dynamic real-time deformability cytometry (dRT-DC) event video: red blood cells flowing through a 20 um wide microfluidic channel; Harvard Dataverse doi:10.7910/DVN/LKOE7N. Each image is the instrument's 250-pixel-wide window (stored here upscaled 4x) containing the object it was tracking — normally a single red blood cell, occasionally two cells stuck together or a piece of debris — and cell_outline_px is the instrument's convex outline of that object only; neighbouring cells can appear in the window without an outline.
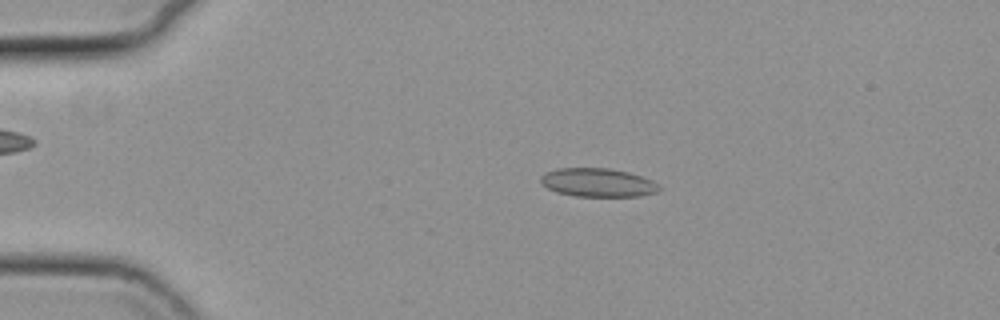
{"species": "common noctule bat (a hibernating species)", "species_latin": "Nyctalus noctula", "temperature_condition": "cold", "stored_images_in_passage": 51, "camera_frame_rate_fps": 3000, "um_per_image_px": 0.085, "animal": {"sex": "female", "body_mass_g": 19.3, "forearm_length_mm": 54.1}, "frame": {"image": 1, "passage_image": 7, "time_ms": 2.0, "image_size_px": [1000, 320], "cell_outline_px": [[664, 188], [656, 192], [640, 196], [576, 196], [556, 192], [540, 184], [540, 176], [544, 172], [556, 168], [612, 168], [628, 172], [652, 180], [660, 184]], "centroid_in_image_um": [50.81, 15.51], "position_along_channel_um": 34.2, "area_um2": 20.0}}
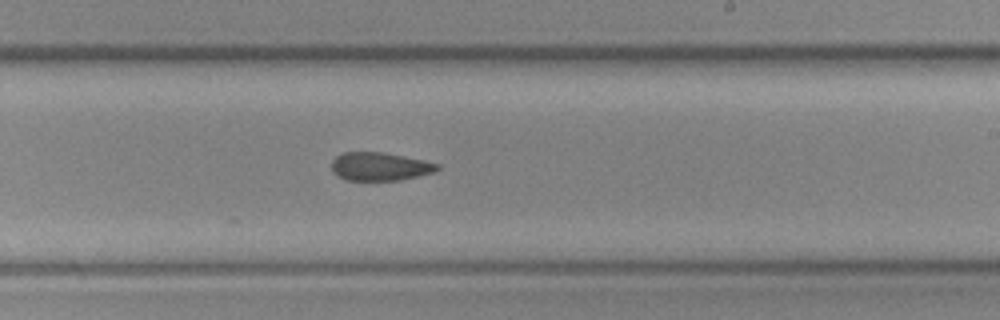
{"frame": {"image": 2, "passage_image": 29, "time_ms": 9.333, "image_size_px": [1000, 320], "cell_outline_px": [[440, 168], [436, 172], [400, 180], [344, 180], [336, 176], [332, 172], [332, 160], [336, 156], [344, 152], [380, 152], [424, 160], [440, 164]], "centroid_in_image_um": [32.28, 14.16], "position_along_channel_um": 256.7, "area_um2": 17.51}}
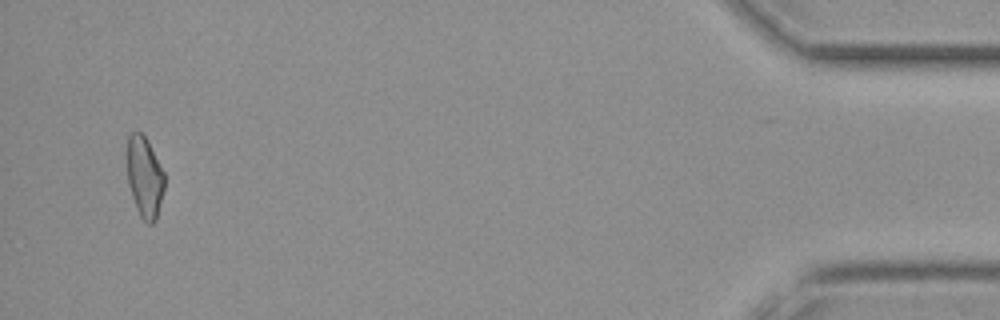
{"frame": {"image": 3, "passage_image": 49, "time_ms": 16.0, "image_size_px": [1000, 320], "cell_outline_px": [[164, 188], [156, 220], [152, 224], [148, 224], [140, 216], [136, 208], [128, 184], [128, 136], [132, 132], [140, 132], [148, 140], [164, 172]], "centroid_in_image_um": [12.3, 15.06], "position_along_channel_um": 422.9, "area_um2": 17.46}, "authors_computed_cell_mechanics": {"area_um2": 18.5538, "velocity_mm_per_s": 3.7282, "shape_relaxation_time_tau1_ms": null, "shape_relaxation_time_tau2_ms": 9.3164, "deformation_change_tau1": null, "deformation_change_tau2": 0.1484}}